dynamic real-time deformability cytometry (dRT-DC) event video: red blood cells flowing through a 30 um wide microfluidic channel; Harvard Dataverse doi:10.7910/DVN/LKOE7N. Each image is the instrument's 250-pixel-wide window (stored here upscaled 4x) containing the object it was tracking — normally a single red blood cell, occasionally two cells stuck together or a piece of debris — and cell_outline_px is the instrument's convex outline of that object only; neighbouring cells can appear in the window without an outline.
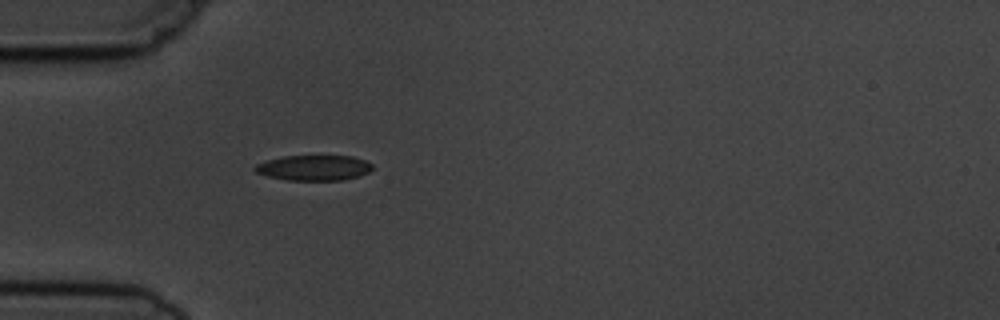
{"species": "common noctule bat (a hibernating species)", "species_latin": "Nyctalus noctula", "temperature_condition": "cold", "stored_images_in_passage": 4, "camera_frame_rate_fps": 3000, "um_per_image_px": 0.085, "animal": {"sex": "male", "body_mass_g": 19.5, "forearm_length_mm": 54.6}, "frame": {"image": 1, "passage_image": 4, "time_ms": 4.333, "image_size_px": [1000, 320], "cell_outline_px": [[372, 168], [368, 172], [360, 176], [344, 180], [288, 180], [268, 176], [256, 172], [252, 168], [256, 164], [268, 160], [284, 156], [352, 156], [364, 160], [372, 164]], "centroid_in_image_um": [26.68, 14.26], "position_along_channel_um": 58.3, "area_um2": 17.28}}